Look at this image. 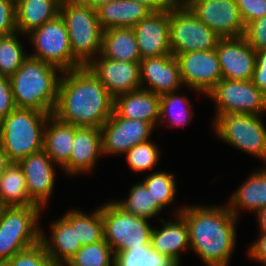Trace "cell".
I'll return each mask as SVG.
<instances>
[{"label": "cell", "instance_id": "9", "mask_svg": "<svg viewBox=\"0 0 266 266\" xmlns=\"http://www.w3.org/2000/svg\"><path fill=\"white\" fill-rule=\"evenodd\" d=\"M169 26L173 55L216 49L221 38L180 2L169 9Z\"/></svg>", "mask_w": 266, "mask_h": 266}, {"label": "cell", "instance_id": "3", "mask_svg": "<svg viewBox=\"0 0 266 266\" xmlns=\"http://www.w3.org/2000/svg\"><path fill=\"white\" fill-rule=\"evenodd\" d=\"M62 73L58 67L28 56L9 77L16 108L53 114Z\"/></svg>", "mask_w": 266, "mask_h": 266}, {"label": "cell", "instance_id": "36", "mask_svg": "<svg viewBox=\"0 0 266 266\" xmlns=\"http://www.w3.org/2000/svg\"><path fill=\"white\" fill-rule=\"evenodd\" d=\"M76 235L82 246L104 239L101 206L91 214L76 209Z\"/></svg>", "mask_w": 266, "mask_h": 266}, {"label": "cell", "instance_id": "50", "mask_svg": "<svg viewBox=\"0 0 266 266\" xmlns=\"http://www.w3.org/2000/svg\"><path fill=\"white\" fill-rule=\"evenodd\" d=\"M10 1L17 4L20 0H10Z\"/></svg>", "mask_w": 266, "mask_h": 266}, {"label": "cell", "instance_id": "20", "mask_svg": "<svg viewBox=\"0 0 266 266\" xmlns=\"http://www.w3.org/2000/svg\"><path fill=\"white\" fill-rule=\"evenodd\" d=\"M69 210L52 223L50 236L45 235L41 228L40 241L54 264L68 263L82 247L76 235V209Z\"/></svg>", "mask_w": 266, "mask_h": 266}, {"label": "cell", "instance_id": "28", "mask_svg": "<svg viewBox=\"0 0 266 266\" xmlns=\"http://www.w3.org/2000/svg\"><path fill=\"white\" fill-rule=\"evenodd\" d=\"M103 57L115 61L140 62L141 55L133 28L113 27L103 30Z\"/></svg>", "mask_w": 266, "mask_h": 266}, {"label": "cell", "instance_id": "49", "mask_svg": "<svg viewBox=\"0 0 266 266\" xmlns=\"http://www.w3.org/2000/svg\"><path fill=\"white\" fill-rule=\"evenodd\" d=\"M54 266H71L68 263H59V264H54Z\"/></svg>", "mask_w": 266, "mask_h": 266}, {"label": "cell", "instance_id": "12", "mask_svg": "<svg viewBox=\"0 0 266 266\" xmlns=\"http://www.w3.org/2000/svg\"><path fill=\"white\" fill-rule=\"evenodd\" d=\"M100 129L103 156H121L135 145L151 140L155 128L149 122L123 118L113 111Z\"/></svg>", "mask_w": 266, "mask_h": 266}, {"label": "cell", "instance_id": "23", "mask_svg": "<svg viewBox=\"0 0 266 266\" xmlns=\"http://www.w3.org/2000/svg\"><path fill=\"white\" fill-rule=\"evenodd\" d=\"M114 111L123 118L149 122L154 128L160 117V95L138 89L114 98Z\"/></svg>", "mask_w": 266, "mask_h": 266}, {"label": "cell", "instance_id": "37", "mask_svg": "<svg viewBox=\"0 0 266 266\" xmlns=\"http://www.w3.org/2000/svg\"><path fill=\"white\" fill-rule=\"evenodd\" d=\"M160 150L158 145L154 142L147 140L145 142L139 143L128 150L124 155H126V161L130 167V172L132 171L137 174V172L149 171L154 169L159 165Z\"/></svg>", "mask_w": 266, "mask_h": 266}, {"label": "cell", "instance_id": "41", "mask_svg": "<svg viewBox=\"0 0 266 266\" xmlns=\"http://www.w3.org/2000/svg\"><path fill=\"white\" fill-rule=\"evenodd\" d=\"M17 32L16 4L10 0H0V36Z\"/></svg>", "mask_w": 266, "mask_h": 266}, {"label": "cell", "instance_id": "46", "mask_svg": "<svg viewBox=\"0 0 266 266\" xmlns=\"http://www.w3.org/2000/svg\"><path fill=\"white\" fill-rule=\"evenodd\" d=\"M256 220H258V228L260 232H266V207L261 208L259 211L255 213Z\"/></svg>", "mask_w": 266, "mask_h": 266}, {"label": "cell", "instance_id": "31", "mask_svg": "<svg viewBox=\"0 0 266 266\" xmlns=\"http://www.w3.org/2000/svg\"><path fill=\"white\" fill-rule=\"evenodd\" d=\"M126 199H118L114 202L125 212L132 215L152 219L164 209L154 200L143 181L135 183Z\"/></svg>", "mask_w": 266, "mask_h": 266}, {"label": "cell", "instance_id": "29", "mask_svg": "<svg viewBox=\"0 0 266 266\" xmlns=\"http://www.w3.org/2000/svg\"><path fill=\"white\" fill-rule=\"evenodd\" d=\"M35 205L29 197L21 166L12 162L0 177V206L25 207Z\"/></svg>", "mask_w": 266, "mask_h": 266}, {"label": "cell", "instance_id": "51", "mask_svg": "<svg viewBox=\"0 0 266 266\" xmlns=\"http://www.w3.org/2000/svg\"><path fill=\"white\" fill-rule=\"evenodd\" d=\"M178 1H197V0H178Z\"/></svg>", "mask_w": 266, "mask_h": 266}, {"label": "cell", "instance_id": "33", "mask_svg": "<svg viewBox=\"0 0 266 266\" xmlns=\"http://www.w3.org/2000/svg\"><path fill=\"white\" fill-rule=\"evenodd\" d=\"M114 266H179L173 259L155 251L151 245L115 254Z\"/></svg>", "mask_w": 266, "mask_h": 266}, {"label": "cell", "instance_id": "44", "mask_svg": "<svg viewBox=\"0 0 266 266\" xmlns=\"http://www.w3.org/2000/svg\"><path fill=\"white\" fill-rule=\"evenodd\" d=\"M259 238L248 247V256L251 260L266 266V232H260Z\"/></svg>", "mask_w": 266, "mask_h": 266}, {"label": "cell", "instance_id": "16", "mask_svg": "<svg viewBox=\"0 0 266 266\" xmlns=\"http://www.w3.org/2000/svg\"><path fill=\"white\" fill-rule=\"evenodd\" d=\"M18 164L23 170L30 200L45 210L55 190L56 164L44 150L21 159Z\"/></svg>", "mask_w": 266, "mask_h": 266}, {"label": "cell", "instance_id": "48", "mask_svg": "<svg viewBox=\"0 0 266 266\" xmlns=\"http://www.w3.org/2000/svg\"><path fill=\"white\" fill-rule=\"evenodd\" d=\"M12 162L7 157L5 151L0 145V177L4 173L5 169L11 164Z\"/></svg>", "mask_w": 266, "mask_h": 266}, {"label": "cell", "instance_id": "25", "mask_svg": "<svg viewBox=\"0 0 266 266\" xmlns=\"http://www.w3.org/2000/svg\"><path fill=\"white\" fill-rule=\"evenodd\" d=\"M77 126L65 123L50 115L44 130L43 150L62 168L69 162Z\"/></svg>", "mask_w": 266, "mask_h": 266}, {"label": "cell", "instance_id": "11", "mask_svg": "<svg viewBox=\"0 0 266 266\" xmlns=\"http://www.w3.org/2000/svg\"><path fill=\"white\" fill-rule=\"evenodd\" d=\"M206 96L215 103L213 120L219 115L228 113L266 114V95L253 84L252 80L221 79Z\"/></svg>", "mask_w": 266, "mask_h": 266}, {"label": "cell", "instance_id": "39", "mask_svg": "<svg viewBox=\"0 0 266 266\" xmlns=\"http://www.w3.org/2000/svg\"><path fill=\"white\" fill-rule=\"evenodd\" d=\"M243 36L256 52L266 50V15L248 23Z\"/></svg>", "mask_w": 266, "mask_h": 266}, {"label": "cell", "instance_id": "21", "mask_svg": "<svg viewBox=\"0 0 266 266\" xmlns=\"http://www.w3.org/2000/svg\"><path fill=\"white\" fill-rule=\"evenodd\" d=\"M100 156H103L101 129L78 127L75 130L69 162L62 169L66 175L73 177L92 173Z\"/></svg>", "mask_w": 266, "mask_h": 266}, {"label": "cell", "instance_id": "14", "mask_svg": "<svg viewBox=\"0 0 266 266\" xmlns=\"http://www.w3.org/2000/svg\"><path fill=\"white\" fill-rule=\"evenodd\" d=\"M184 87L207 95L223 79L216 49L174 55Z\"/></svg>", "mask_w": 266, "mask_h": 266}, {"label": "cell", "instance_id": "2", "mask_svg": "<svg viewBox=\"0 0 266 266\" xmlns=\"http://www.w3.org/2000/svg\"><path fill=\"white\" fill-rule=\"evenodd\" d=\"M190 237V250L206 266H230L237 242L238 218L228 205H185L180 211Z\"/></svg>", "mask_w": 266, "mask_h": 266}, {"label": "cell", "instance_id": "19", "mask_svg": "<svg viewBox=\"0 0 266 266\" xmlns=\"http://www.w3.org/2000/svg\"><path fill=\"white\" fill-rule=\"evenodd\" d=\"M133 30L141 58L172 54L169 10L149 13Z\"/></svg>", "mask_w": 266, "mask_h": 266}, {"label": "cell", "instance_id": "5", "mask_svg": "<svg viewBox=\"0 0 266 266\" xmlns=\"http://www.w3.org/2000/svg\"><path fill=\"white\" fill-rule=\"evenodd\" d=\"M60 16L66 24L72 56L82 66H87L102 49L103 29L96 9L74 0H62Z\"/></svg>", "mask_w": 266, "mask_h": 266}, {"label": "cell", "instance_id": "42", "mask_svg": "<svg viewBox=\"0 0 266 266\" xmlns=\"http://www.w3.org/2000/svg\"><path fill=\"white\" fill-rule=\"evenodd\" d=\"M15 108L10 79L0 76V121Z\"/></svg>", "mask_w": 266, "mask_h": 266}, {"label": "cell", "instance_id": "30", "mask_svg": "<svg viewBox=\"0 0 266 266\" xmlns=\"http://www.w3.org/2000/svg\"><path fill=\"white\" fill-rule=\"evenodd\" d=\"M176 92L160 95V117L157 127L167 123L170 127H181L189 124L194 116L190 98Z\"/></svg>", "mask_w": 266, "mask_h": 266}, {"label": "cell", "instance_id": "15", "mask_svg": "<svg viewBox=\"0 0 266 266\" xmlns=\"http://www.w3.org/2000/svg\"><path fill=\"white\" fill-rule=\"evenodd\" d=\"M216 53L223 79L252 80L256 51L246 42L244 36L220 38Z\"/></svg>", "mask_w": 266, "mask_h": 266}, {"label": "cell", "instance_id": "47", "mask_svg": "<svg viewBox=\"0 0 266 266\" xmlns=\"http://www.w3.org/2000/svg\"><path fill=\"white\" fill-rule=\"evenodd\" d=\"M75 2L82 4V5H87L91 8L97 9L101 5L105 3H109L114 0H74Z\"/></svg>", "mask_w": 266, "mask_h": 266}, {"label": "cell", "instance_id": "45", "mask_svg": "<svg viewBox=\"0 0 266 266\" xmlns=\"http://www.w3.org/2000/svg\"><path fill=\"white\" fill-rule=\"evenodd\" d=\"M143 4L151 12L166 11L173 8L178 0H134Z\"/></svg>", "mask_w": 266, "mask_h": 266}, {"label": "cell", "instance_id": "38", "mask_svg": "<svg viewBox=\"0 0 266 266\" xmlns=\"http://www.w3.org/2000/svg\"><path fill=\"white\" fill-rule=\"evenodd\" d=\"M5 264L7 266H54L41 241L19 251Z\"/></svg>", "mask_w": 266, "mask_h": 266}, {"label": "cell", "instance_id": "43", "mask_svg": "<svg viewBox=\"0 0 266 266\" xmlns=\"http://www.w3.org/2000/svg\"><path fill=\"white\" fill-rule=\"evenodd\" d=\"M253 84L266 95V50L256 52Z\"/></svg>", "mask_w": 266, "mask_h": 266}, {"label": "cell", "instance_id": "13", "mask_svg": "<svg viewBox=\"0 0 266 266\" xmlns=\"http://www.w3.org/2000/svg\"><path fill=\"white\" fill-rule=\"evenodd\" d=\"M188 7L207 27L221 38L244 35L245 24L236 0L178 1Z\"/></svg>", "mask_w": 266, "mask_h": 266}, {"label": "cell", "instance_id": "10", "mask_svg": "<svg viewBox=\"0 0 266 266\" xmlns=\"http://www.w3.org/2000/svg\"><path fill=\"white\" fill-rule=\"evenodd\" d=\"M26 37L34 48L30 57L52 64L62 71L82 67L72 56L66 24L60 15L32 30Z\"/></svg>", "mask_w": 266, "mask_h": 266}, {"label": "cell", "instance_id": "6", "mask_svg": "<svg viewBox=\"0 0 266 266\" xmlns=\"http://www.w3.org/2000/svg\"><path fill=\"white\" fill-rule=\"evenodd\" d=\"M42 209L38 205L2 207L0 215V265L16 253L40 242ZM40 217V218H39Z\"/></svg>", "mask_w": 266, "mask_h": 266}, {"label": "cell", "instance_id": "34", "mask_svg": "<svg viewBox=\"0 0 266 266\" xmlns=\"http://www.w3.org/2000/svg\"><path fill=\"white\" fill-rule=\"evenodd\" d=\"M115 254L105 239L82 246L69 260L71 266H114Z\"/></svg>", "mask_w": 266, "mask_h": 266}, {"label": "cell", "instance_id": "32", "mask_svg": "<svg viewBox=\"0 0 266 266\" xmlns=\"http://www.w3.org/2000/svg\"><path fill=\"white\" fill-rule=\"evenodd\" d=\"M19 35L20 33L15 32L0 36V76L13 75L29 56Z\"/></svg>", "mask_w": 266, "mask_h": 266}, {"label": "cell", "instance_id": "4", "mask_svg": "<svg viewBox=\"0 0 266 266\" xmlns=\"http://www.w3.org/2000/svg\"><path fill=\"white\" fill-rule=\"evenodd\" d=\"M51 114L15 108L0 121V145L11 162L43 150L44 130Z\"/></svg>", "mask_w": 266, "mask_h": 266}, {"label": "cell", "instance_id": "27", "mask_svg": "<svg viewBox=\"0 0 266 266\" xmlns=\"http://www.w3.org/2000/svg\"><path fill=\"white\" fill-rule=\"evenodd\" d=\"M62 0H20L16 4L17 32L25 36L60 15Z\"/></svg>", "mask_w": 266, "mask_h": 266}, {"label": "cell", "instance_id": "40", "mask_svg": "<svg viewBox=\"0 0 266 266\" xmlns=\"http://www.w3.org/2000/svg\"><path fill=\"white\" fill-rule=\"evenodd\" d=\"M245 26L266 15V0H236Z\"/></svg>", "mask_w": 266, "mask_h": 266}, {"label": "cell", "instance_id": "22", "mask_svg": "<svg viewBox=\"0 0 266 266\" xmlns=\"http://www.w3.org/2000/svg\"><path fill=\"white\" fill-rule=\"evenodd\" d=\"M183 206L174 210V219H167L163 217L160 219V227L152 229L151 233V247L171 259H173L179 266H181V251L190 250V237L188 226L184 217L180 214ZM174 220V221H173Z\"/></svg>", "mask_w": 266, "mask_h": 266}, {"label": "cell", "instance_id": "26", "mask_svg": "<svg viewBox=\"0 0 266 266\" xmlns=\"http://www.w3.org/2000/svg\"><path fill=\"white\" fill-rule=\"evenodd\" d=\"M103 30L113 27L133 28L151 11L134 0H114L96 9Z\"/></svg>", "mask_w": 266, "mask_h": 266}, {"label": "cell", "instance_id": "24", "mask_svg": "<svg viewBox=\"0 0 266 266\" xmlns=\"http://www.w3.org/2000/svg\"><path fill=\"white\" fill-rule=\"evenodd\" d=\"M225 204L237 218L242 210L255 214L266 207V167L249 174Z\"/></svg>", "mask_w": 266, "mask_h": 266}, {"label": "cell", "instance_id": "8", "mask_svg": "<svg viewBox=\"0 0 266 266\" xmlns=\"http://www.w3.org/2000/svg\"><path fill=\"white\" fill-rule=\"evenodd\" d=\"M101 212L104 239L114 254L151 245L153 226L149 223L150 219L125 212L114 200L102 204Z\"/></svg>", "mask_w": 266, "mask_h": 266}, {"label": "cell", "instance_id": "17", "mask_svg": "<svg viewBox=\"0 0 266 266\" xmlns=\"http://www.w3.org/2000/svg\"><path fill=\"white\" fill-rule=\"evenodd\" d=\"M87 67L114 98L141 88L140 62L115 61L100 54Z\"/></svg>", "mask_w": 266, "mask_h": 266}, {"label": "cell", "instance_id": "7", "mask_svg": "<svg viewBox=\"0 0 266 266\" xmlns=\"http://www.w3.org/2000/svg\"><path fill=\"white\" fill-rule=\"evenodd\" d=\"M263 115L228 113L212 120L218 138L266 163V127Z\"/></svg>", "mask_w": 266, "mask_h": 266}, {"label": "cell", "instance_id": "35", "mask_svg": "<svg viewBox=\"0 0 266 266\" xmlns=\"http://www.w3.org/2000/svg\"><path fill=\"white\" fill-rule=\"evenodd\" d=\"M176 181L175 175L166 171L149 173L143 179L146 188L163 209H166L175 201L177 193Z\"/></svg>", "mask_w": 266, "mask_h": 266}, {"label": "cell", "instance_id": "1", "mask_svg": "<svg viewBox=\"0 0 266 266\" xmlns=\"http://www.w3.org/2000/svg\"><path fill=\"white\" fill-rule=\"evenodd\" d=\"M114 111V97L87 66L63 71L52 115L77 127L100 129Z\"/></svg>", "mask_w": 266, "mask_h": 266}, {"label": "cell", "instance_id": "18", "mask_svg": "<svg viewBox=\"0 0 266 266\" xmlns=\"http://www.w3.org/2000/svg\"><path fill=\"white\" fill-rule=\"evenodd\" d=\"M140 85L142 89L162 95L184 87L180 68L173 54L145 57L140 60Z\"/></svg>", "mask_w": 266, "mask_h": 266}]
</instances>
